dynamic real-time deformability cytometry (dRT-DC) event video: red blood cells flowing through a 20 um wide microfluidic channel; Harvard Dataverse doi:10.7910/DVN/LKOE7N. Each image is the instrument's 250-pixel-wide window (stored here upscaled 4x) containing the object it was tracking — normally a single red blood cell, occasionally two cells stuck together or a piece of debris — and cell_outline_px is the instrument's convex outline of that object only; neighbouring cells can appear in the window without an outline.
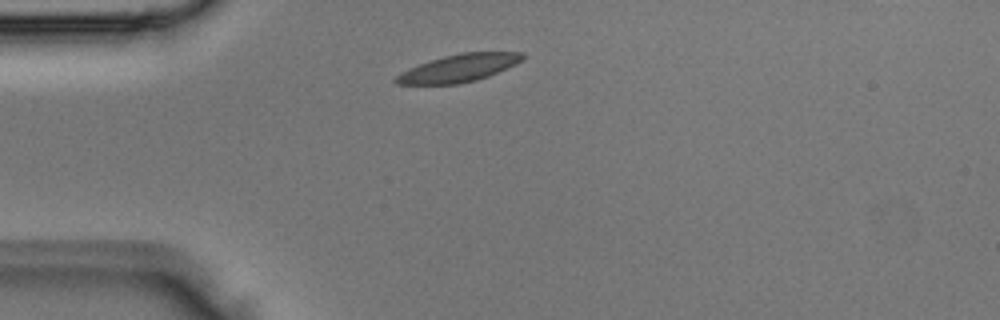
{"species": "Egyptian fruit bat (a non-hibernating species)", "species_latin": "Rousettus aegyptiacus", "temperature_condition": "room temperature", "stored_images_in_passage": 1, "camera_frame_rate_fps": 3000, "um_per_image_px": 0.085, "animal": {"sex": "male"}, "frame": {"image": 1, "passage_image": 1, "time_ms": 0.0, "image_size_px": [1000, 320], "cell_outline_px": [[524, 56], [516, 64], [488, 76], [476, 80], [456, 84], [396, 84], [392, 80], [396, 76], [408, 68], [444, 56], [464, 52], [524, 52]], "centroid_in_image_um": [38.98, 5.79], "position_along_channel_um": 46.0, "area_um2": 20.06}}